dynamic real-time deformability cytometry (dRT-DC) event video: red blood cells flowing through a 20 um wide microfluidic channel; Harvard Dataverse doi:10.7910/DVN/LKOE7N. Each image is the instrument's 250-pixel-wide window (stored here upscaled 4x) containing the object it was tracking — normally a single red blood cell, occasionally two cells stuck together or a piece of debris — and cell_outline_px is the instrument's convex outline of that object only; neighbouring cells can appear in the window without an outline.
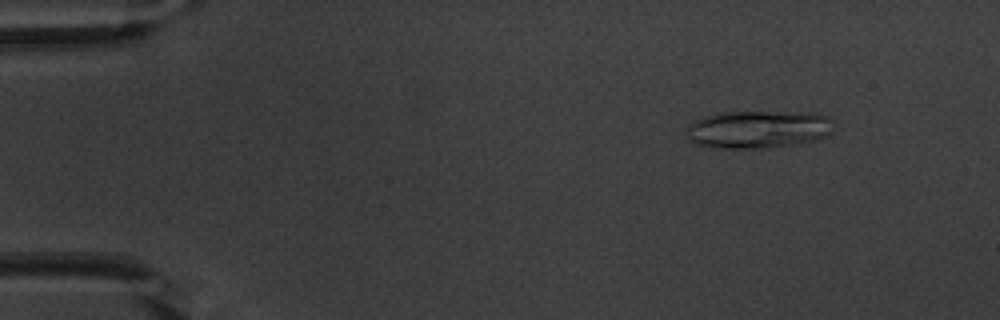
{"species": "common noctule bat (a hibernating species)", "species_latin": "Nyctalus noctula", "temperature_condition": "warm", "stored_images_in_passage": 31, "camera_frame_rate_fps": 3000, "um_per_image_px": 0.085, "animal": {"sex": "male", "body_mass_g": 20.1, "forearm_length_mm": 53.5}, "frame": {"image": 1, "passage_image": 4, "time_ms": 1.0, "image_size_px": [1000, 320], "cell_outline_px": [[836, 124], [832, 132], [828, 136], [820, 140], [796, 144], [768, 148], [716, 148], [696, 144], [688, 140], [688, 128], [696, 120], [704, 116], [728, 112], [816, 112], [832, 116]], "centroid_in_image_um": [64.6, 10.99], "position_along_channel_um": 20.4, "area_um2": 33.0}}
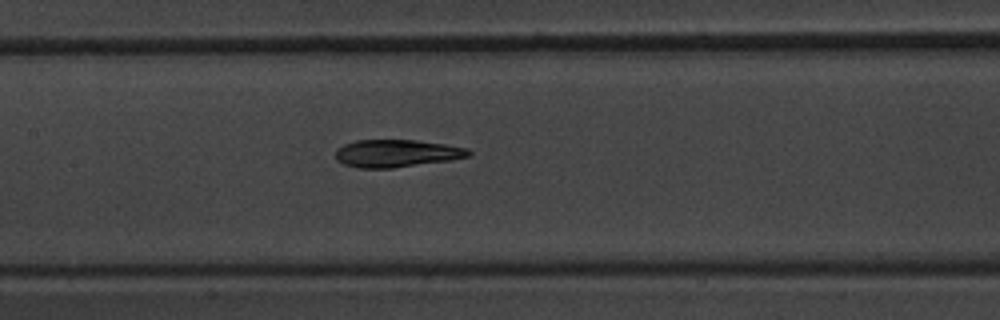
{"frame": {"image": 2, "passage_image": 23, "time_ms": 7.333, "image_size_px": [1000, 320], "cell_outline_px": [[472, 156], [452, 160], [392, 168], [356, 168], [344, 164], [336, 160], [336, 148], [344, 144], [356, 140], [416, 140], [444, 144], [468, 148], [472, 152]], "centroid_in_image_um": [33.72, 13.04], "position_along_channel_um": 173.7, "area_um2": 21.56}}
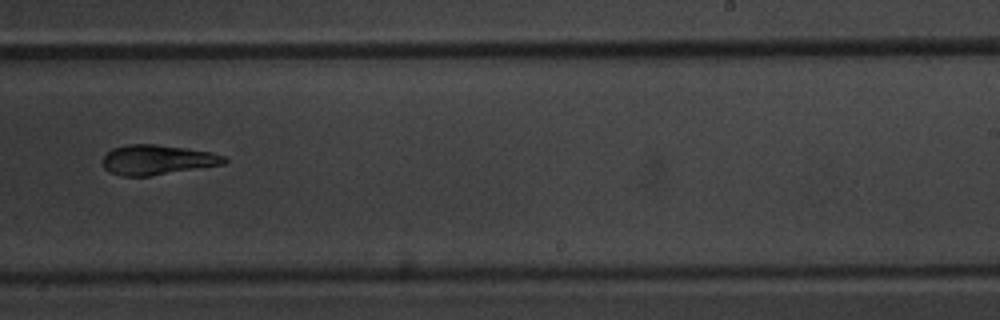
{"frame": {"image": 3, "passage_image": 31, "time_ms": 10.0, "image_size_px": [1000, 320], "cell_outline_px": [[228, 160], [224, 164], [148, 176], [120, 176], [104, 168], [100, 160], [112, 148], [128, 144], [156, 144], [212, 152], [224, 156]], "centroid_in_image_um": [13.34, 13.58], "position_along_channel_um": 275.7, "area_um2": 21.1}}